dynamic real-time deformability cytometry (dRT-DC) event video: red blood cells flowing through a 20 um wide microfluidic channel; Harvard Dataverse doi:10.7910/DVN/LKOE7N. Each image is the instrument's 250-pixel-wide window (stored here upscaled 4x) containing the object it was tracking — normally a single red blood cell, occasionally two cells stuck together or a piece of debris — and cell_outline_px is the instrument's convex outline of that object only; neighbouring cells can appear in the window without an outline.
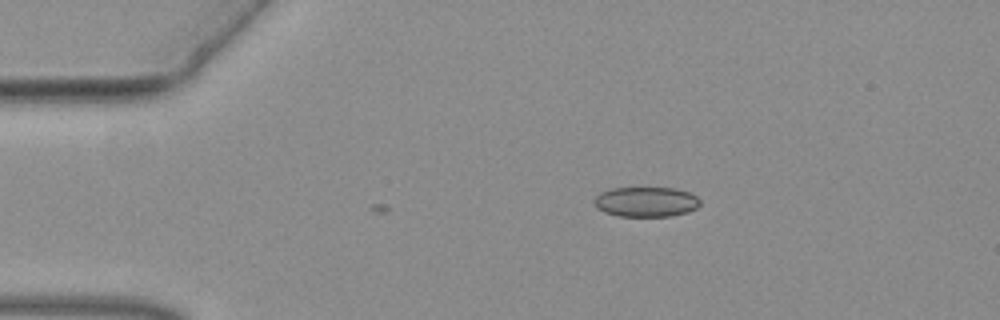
{"species": "common noctule bat (a hibernating species)", "species_latin": "Nyctalus noctula", "temperature_condition": "warm", "stored_images_in_passage": 6, "camera_frame_rate_fps": 3000, "um_per_image_px": 0.085, "animal": {"sex": "female", "body_mass_g": 19.3, "forearm_length_mm": 54.1}, "frame": {"image": 1, "passage_image": 1, "time_ms": 0.0, "image_size_px": [1000, 320], "cell_outline_px": [[700, 204], [696, 208], [688, 212], [672, 216], [616, 216], [604, 212], [596, 208], [592, 200], [600, 192], [608, 188], [672, 188], [688, 192], [696, 196], [700, 200]], "centroid_in_image_um": [54.86, 17.16], "position_along_channel_um": 30.1, "area_um2": 18.67}}